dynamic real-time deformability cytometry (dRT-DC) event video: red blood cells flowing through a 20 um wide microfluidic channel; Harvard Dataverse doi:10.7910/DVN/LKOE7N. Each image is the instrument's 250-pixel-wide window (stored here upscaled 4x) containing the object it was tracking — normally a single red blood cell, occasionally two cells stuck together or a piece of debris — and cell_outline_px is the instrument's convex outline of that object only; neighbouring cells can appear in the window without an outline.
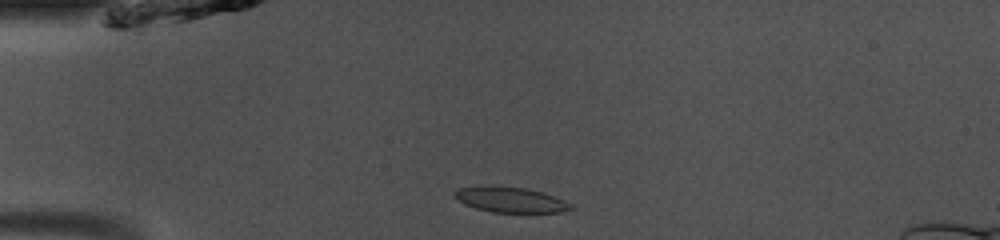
{"species": "common noctule bat (a hibernating species)", "species_latin": "Nyctalus noctula", "temperature_condition": "room temperature", "stored_images_in_passage": 38, "camera_frame_rate_fps": 3000, "um_per_image_px": 0.085, "animal": {"sex": "male", "body_mass_g": 13.0, "forearm_length_mm": 53.1}, "frame": {"image": 1, "passage_image": 1, "time_ms": 0.0, "image_size_px": [1000, 240], "cell_outline_px": [[572, 208], [560, 212], [492, 212], [476, 208], [464, 204], [452, 192], [460, 188], [484, 184], [524, 188], [540, 192], [564, 200], [572, 204]], "centroid_in_image_um": [43.33, 16.96], "position_along_channel_um": 41.7, "area_um2": 17.05}}
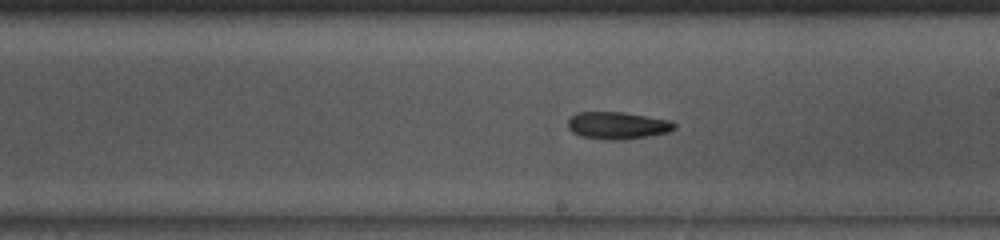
{"frame": {"image": 2, "passage_image": 17, "time_ms": 5.333, "image_size_px": [1000, 240], "cell_outline_px": [[676, 128], [668, 132], [648, 136], [616, 140], [608, 140], [580, 136], [572, 132], [568, 128], [568, 120], [576, 112], [624, 112], [668, 120], [676, 124]], "centroid_in_image_um": [52.46, 10.66], "position_along_channel_um": 236.5, "area_um2": 16.82}}
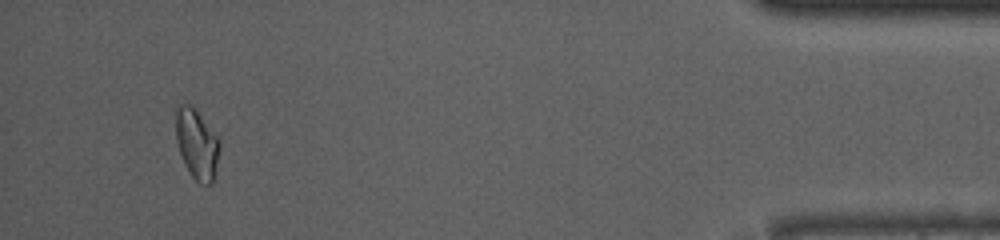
{"frame": {"image": 3, "passage_image": 35, "time_ms": 11.333, "image_size_px": [1000, 240], "cell_outline_px": [[220, 148], [212, 184], [200, 184], [192, 176], [184, 164], [176, 140], [176, 108], [180, 104], [192, 104], [196, 108], [220, 140]], "centroid_in_image_um": [16.73, 12.21], "position_along_channel_um": 418.5, "area_um2": 17.92}}